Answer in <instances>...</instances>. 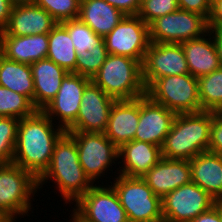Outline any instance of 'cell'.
I'll return each instance as SVG.
<instances>
[{"mask_svg": "<svg viewBox=\"0 0 222 222\" xmlns=\"http://www.w3.org/2000/svg\"><path fill=\"white\" fill-rule=\"evenodd\" d=\"M52 122L42 110H36L32 115L19 119L12 162L37 179L48 168L54 146L66 132Z\"/></svg>", "mask_w": 222, "mask_h": 222, "instance_id": "obj_1", "label": "cell"}, {"mask_svg": "<svg viewBox=\"0 0 222 222\" xmlns=\"http://www.w3.org/2000/svg\"><path fill=\"white\" fill-rule=\"evenodd\" d=\"M49 178L57 183L56 188L67 204L77 202L94 185L79 162L75 140L67 132L56 142L50 164L38 178V188Z\"/></svg>", "mask_w": 222, "mask_h": 222, "instance_id": "obj_2", "label": "cell"}, {"mask_svg": "<svg viewBox=\"0 0 222 222\" xmlns=\"http://www.w3.org/2000/svg\"><path fill=\"white\" fill-rule=\"evenodd\" d=\"M212 111L176 114L161 147L166 159L191 160L208 151Z\"/></svg>", "mask_w": 222, "mask_h": 222, "instance_id": "obj_3", "label": "cell"}, {"mask_svg": "<svg viewBox=\"0 0 222 222\" xmlns=\"http://www.w3.org/2000/svg\"><path fill=\"white\" fill-rule=\"evenodd\" d=\"M91 81L115 100H132L146 95L142 63L127 56L108 54Z\"/></svg>", "mask_w": 222, "mask_h": 222, "instance_id": "obj_4", "label": "cell"}, {"mask_svg": "<svg viewBox=\"0 0 222 222\" xmlns=\"http://www.w3.org/2000/svg\"><path fill=\"white\" fill-rule=\"evenodd\" d=\"M111 186L125 209L128 222H163L162 199L141 177L119 174Z\"/></svg>", "mask_w": 222, "mask_h": 222, "instance_id": "obj_5", "label": "cell"}, {"mask_svg": "<svg viewBox=\"0 0 222 222\" xmlns=\"http://www.w3.org/2000/svg\"><path fill=\"white\" fill-rule=\"evenodd\" d=\"M146 95L175 114L203 111L198 80L190 73L161 77L146 90Z\"/></svg>", "mask_w": 222, "mask_h": 222, "instance_id": "obj_6", "label": "cell"}, {"mask_svg": "<svg viewBox=\"0 0 222 222\" xmlns=\"http://www.w3.org/2000/svg\"><path fill=\"white\" fill-rule=\"evenodd\" d=\"M38 187V179L29 171L13 162L0 164V209L14 219L27 215Z\"/></svg>", "mask_w": 222, "mask_h": 222, "instance_id": "obj_7", "label": "cell"}, {"mask_svg": "<svg viewBox=\"0 0 222 222\" xmlns=\"http://www.w3.org/2000/svg\"><path fill=\"white\" fill-rule=\"evenodd\" d=\"M208 31V20L204 16L181 9L149 25L150 41L154 43H181L200 38Z\"/></svg>", "mask_w": 222, "mask_h": 222, "instance_id": "obj_8", "label": "cell"}, {"mask_svg": "<svg viewBox=\"0 0 222 222\" xmlns=\"http://www.w3.org/2000/svg\"><path fill=\"white\" fill-rule=\"evenodd\" d=\"M66 132L75 140L79 162L93 183L117 161L118 147L104 133Z\"/></svg>", "mask_w": 222, "mask_h": 222, "instance_id": "obj_9", "label": "cell"}, {"mask_svg": "<svg viewBox=\"0 0 222 222\" xmlns=\"http://www.w3.org/2000/svg\"><path fill=\"white\" fill-rule=\"evenodd\" d=\"M108 54L127 56L143 63L149 47V25L138 15H125L103 38Z\"/></svg>", "mask_w": 222, "mask_h": 222, "instance_id": "obj_10", "label": "cell"}, {"mask_svg": "<svg viewBox=\"0 0 222 222\" xmlns=\"http://www.w3.org/2000/svg\"><path fill=\"white\" fill-rule=\"evenodd\" d=\"M215 199L192 181L171 191L162 199L163 222H191L210 210Z\"/></svg>", "mask_w": 222, "mask_h": 222, "instance_id": "obj_11", "label": "cell"}, {"mask_svg": "<svg viewBox=\"0 0 222 222\" xmlns=\"http://www.w3.org/2000/svg\"><path fill=\"white\" fill-rule=\"evenodd\" d=\"M188 73L185 53L180 43H150L142 63L146 90L161 77Z\"/></svg>", "mask_w": 222, "mask_h": 222, "instance_id": "obj_12", "label": "cell"}, {"mask_svg": "<svg viewBox=\"0 0 222 222\" xmlns=\"http://www.w3.org/2000/svg\"><path fill=\"white\" fill-rule=\"evenodd\" d=\"M72 211L84 222H128L125 209L110 185L92 186Z\"/></svg>", "mask_w": 222, "mask_h": 222, "instance_id": "obj_13", "label": "cell"}, {"mask_svg": "<svg viewBox=\"0 0 222 222\" xmlns=\"http://www.w3.org/2000/svg\"><path fill=\"white\" fill-rule=\"evenodd\" d=\"M91 82L90 78L68 72L62 79L56 96L42 109L53 121L58 117V124L65 131L76 121L85 87Z\"/></svg>", "mask_w": 222, "mask_h": 222, "instance_id": "obj_14", "label": "cell"}, {"mask_svg": "<svg viewBox=\"0 0 222 222\" xmlns=\"http://www.w3.org/2000/svg\"><path fill=\"white\" fill-rule=\"evenodd\" d=\"M115 99L92 81L85 87L76 121L66 131L104 133Z\"/></svg>", "mask_w": 222, "mask_h": 222, "instance_id": "obj_15", "label": "cell"}, {"mask_svg": "<svg viewBox=\"0 0 222 222\" xmlns=\"http://www.w3.org/2000/svg\"><path fill=\"white\" fill-rule=\"evenodd\" d=\"M176 114L154 102L148 95L139 97V123L134 140L162 147Z\"/></svg>", "mask_w": 222, "mask_h": 222, "instance_id": "obj_16", "label": "cell"}, {"mask_svg": "<svg viewBox=\"0 0 222 222\" xmlns=\"http://www.w3.org/2000/svg\"><path fill=\"white\" fill-rule=\"evenodd\" d=\"M163 199L171 191L192 181L189 160L161 158L144 176L141 177Z\"/></svg>", "mask_w": 222, "mask_h": 222, "instance_id": "obj_17", "label": "cell"}, {"mask_svg": "<svg viewBox=\"0 0 222 222\" xmlns=\"http://www.w3.org/2000/svg\"><path fill=\"white\" fill-rule=\"evenodd\" d=\"M56 24L45 9L35 4L13 6L8 25L0 35L48 34Z\"/></svg>", "mask_w": 222, "mask_h": 222, "instance_id": "obj_18", "label": "cell"}, {"mask_svg": "<svg viewBox=\"0 0 222 222\" xmlns=\"http://www.w3.org/2000/svg\"><path fill=\"white\" fill-rule=\"evenodd\" d=\"M139 123V98L115 100L104 134L119 148L134 140Z\"/></svg>", "mask_w": 222, "mask_h": 222, "instance_id": "obj_19", "label": "cell"}, {"mask_svg": "<svg viewBox=\"0 0 222 222\" xmlns=\"http://www.w3.org/2000/svg\"><path fill=\"white\" fill-rule=\"evenodd\" d=\"M121 157V158H120ZM123 162L117 174L142 177L162 158L161 147L148 142L132 140L118 148V159Z\"/></svg>", "mask_w": 222, "mask_h": 222, "instance_id": "obj_20", "label": "cell"}, {"mask_svg": "<svg viewBox=\"0 0 222 222\" xmlns=\"http://www.w3.org/2000/svg\"><path fill=\"white\" fill-rule=\"evenodd\" d=\"M2 55L12 61L31 65L48 54V34L27 36L0 35Z\"/></svg>", "mask_w": 222, "mask_h": 222, "instance_id": "obj_21", "label": "cell"}, {"mask_svg": "<svg viewBox=\"0 0 222 222\" xmlns=\"http://www.w3.org/2000/svg\"><path fill=\"white\" fill-rule=\"evenodd\" d=\"M34 107L42 110L57 94L62 79L68 73L48 58L32 63Z\"/></svg>", "mask_w": 222, "mask_h": 222, "instance_id": "obj_22", "label": "cell"}, {"mask_svg": "<svg viewBox=\"0 0 222 222\" xmlns=\"http://www.w3.org/2000/svg\"><path fill=\"white\" fill-rule=\"evenodd\" d=\"M189 162L192 182L216 201L222 200V155L206 151Z\"/></svg>", "mask_w": 222, "mask_h": 222, "instance_id": "obj_23", "label": "cell"}, {"mask_svg": "<svg viewBox=\"0 0 222 222\" xmlns=\"http://www.w3.org/2000/svg\"><path fill=\"white\" fill-rule=\"evenodd\" d=\"M180 44L185 53L189 73L192 76L198 78L210 74L221 67L215 42L210 31L200 38L184 41Z\"/></svg>", "mask_w": 222, "mask_h": 222, "instance_id": "obj_24", "label": "cell"}, {"mask_svg": "<svg viewBox=\"0 0 222 222\" xmlns=\"http://www.w3.org/2000/svg\"><path fill=\"white\" fill-rule=\"evenodd\" d=\"M125 15L105 0H80L78 18L97 35L105 37Z\"/></svg>", "mask_w": 222, "mask_h": 222, "instance_id": "obj_25", "label": "cell"}, {"mask_svg": "<svg viewBox=\"0 0 222 222\" xmlns=\"http://www.w3.org/2000/svg\"><path fill=\"white\" fill-rule=\"evenodd\" d=\"M0 85L26 96L34 106V82L29 64L0 56Z\"/></svg>", "mask_w": 222, "mask_h": 222, "instance_id": "obj_26", "label": "cell"}, {"mask_svg": "<svg viewBox=\"0 0 222 222\" xmlns=\"http://www.w3.org/2000/svg\"><path fill=\"white\" fill-rule=\"evenodd\" d=\"M49 48L47 57L67 72L76 73L77 52L67 29L57 23L48 33Z\"/></svg>", "mask_w": 222, "mask_h": 222, "instance_id": "obj_27", "label": "cell"}, {"mask_svg": "<svg viewBox=\"0 0 222 222\" xmlns=\"http://www.w3.org/2000/svg\"><path fill=\"white\" fill-rule=\"evenodd\" d=\"M197 80L201 109L222 112V67Z\"/></svg>", "mask_w": 222, "mask_h": 222, "instance_id": "obj_28", "label": "cell"}, {"mask_svg": "<svg viewBox=\"0 0 222 222\" xmlns=\"http://www.w3.org/2000/svg\"><path fill=\"white\" fill-rule=\"evenodd\" d=\"M36 110L26 96L0 85V116L22 119Z\"/></svg>", "mask_w": 222, "mask_h": 222, "instance_id": "obj_29", "label": "cell"}, {"mask_svg": "<svg viewBox=\"0 0 222 222\" xmlns=\"http://www.w3.org/2000/svg\"><path fill=\"white\" fill-rule=\"evenodd\" d=\"M61 24L67 29L77 55L81 52L92 51L93 47L99 45L103 41V37L97 35L79 18L61 22Z\"/></svg>", "mask_w": 222, "mask_h": 222, "instance_id": "obj_30", "label": "cell"}, {"mask_svg": "<svg viewBox=\"0 0 222 222\" xmlns=\"http://www.w3.org/2000/svg\"><path fill=\"white\" fill-rule=\"evenodd\" d=\"M19 119L0 116V164L12 163Z\"/></svg>", "mask_w": 222, "mask_h": 222, "instance_id": "obj_31", "label": "cell"}, {"mask_svg": "<svg viewBox=\"0 0 222 222\" xmlns=\"http://www.w3.org/2000/svg\"><path fill=\"white\" fill-rule=\"evenodd\" d=\"M107 56L108 51L104 40L93 47L92 51L79 53L76 60V74L92 79L105 62Z\"/></svg>", "mask_w": 222, "mask_h": 222, "instance_id": "obj_32", "label": "cell"}, {"mask_svg": "<svg viewBox=\"0 0 222 222\" xmlns=\"http://www.w3.org/2000/svg\"><path fill=\"white\" fill-rule=\"evenodd\" d=\"M34 4L45 9L57 23L79 16L80 0H36Z\"/></svg>", "mask_w": 222, "mask_h": 222, "instance_id": "obj_33", "label": "cell"}, {"mask_svg": "<svg viewBox=\"0 0 222 222\" xmlns=\"http://www.w3.org/2000/svg\"><path fill=\"white\" fill-rule=\"evenodd\" d=\"M179 9L177 0H145L141 3L138 16L148 25L155 19Z\"/></svg>", "mask_w": 222, "mask_h": 222, "instance_id": "obj_34", "label": "cell"}, {"mask_svg": "<svg viewBox=\"0 0 222 222\" xmlns=\"http://www.w3.org/2000/svg\"><path fill=\"white\" fill-rule=\"evenodd\" d=\"M208 151L222 155V112L212 111Z\"/></svg>", "mask_w": 222, "mask_h": 222, "instance_id": "obj_35", "label": "cell"}, {"mask_svg": "<svg viewBox=\"0 0 222 222\" xmlns=\"http://www.w3.org/2000/svg\"><path fill=\"white\" fill-rule=\"evenodd\" d=\"M181 10L195 12L204 16L207 20L212 9V0H177Z\"/></svg>", "mask_w": 222, "mask_h": 222, "instance_id": "obj_36", "label": "cell"}, {"mask_svg": "<svg viewBox=\"0 0 222 222\" xmlns=\"http://www.w3.org/2000/svg\"><path fill=\"white\" fill-rule=\"evenodd\" d=\"M111 6L120 10L124 15H138L141 7L139 0H105Z\"/></svg>", "mask_w": 222, "mask_h": 222, "instance_id": "obj_37", "label": "cell"}, {"mask_svg": "<svg viewBox=\"0 0 222 222\" xmlns=\"http://www.w3.org/2000/svg\"><path fill=\"white\" fill-rule=\"evenodd\" d=\"M208 28L222 29V0H212V9L208 19Z\"/></svg>", "mask_w": 222, "mask_h": 222, "instance_id": "obj_38", "label": "cell"}, {"mask_svg": "<svg viewBox=\"0 0 222 222\" xmlns=\"http://www.w3.org/2000/svg\"><path fill=\"white\" fill-rule=\"evenodd\" d=\"M13 4L9 0H0V32L8 25Z\"/></svg>", "mask_w": 222, "mask_h": 222, "instance_id": "obj_39", "label": "cell"}, {"mask_svg": "<svg viewBox=\"0 0 222 222\" xmlns=\"http://www.w3.org/2000/svg\"><path fill=\"white\" fill-rule=\"evenodd\" d=\"M191 222H221L219 210L214 205L210 210L198 215Z\"/></svg>", "mask_w": 222, "mask_h": 222, "instance_id": "obj_40", "label": "cell"}, {"mask_svg": "<svg viewBox=\"0 0 222 222\" xmlns=\"http://www.w3.org/2000/svg\"><path fill=\"white\" fill-rule=\"evenodd\" d=\"M209 31L211 32L213 36L216 50H217V55H218V58L220 60V64L222 67V29H209Z\"/></svg>", "mask_w": 222, "mask_h": 222, "instance_id": "obj_41", "label": "cell"}, {"mask_svg": "<svg viewBox=\"0 0 222 222\" xmlns=\"http://www.w3.org/2000/svg\"><path fill=\"white\" fill-rule=\"evenodd\" d=\"M16 220L10 216L7 212L0 209V222H15Z\"/></svg>", "mask_w": 222, "mask_h": 222, "instance_id": "obj_42", "label": "cell"}, {"mask_svg": "<svg viewBox=\"0 0 222 222\" xmlns=\"http://www.w3.org/2000/svg\"><path fill=\"white\" fill-rule=\"evenodd\" d=\"M13 6L34 4L36 0H9Z\"/></svg>", "mask_w": 222, "mask_h": 222, "instance_id": "obj_43", "label": "cell"}, {"mask_svg": "<svg viewBox=\"0 0 222 222\" xmlns=\"http://www.w3.org/2000/svg\"><path fill=\"white\" fill-rule=\"evenodd\" d=\"M215 206L219 210L220 217H221V222H222V200L215 201Z\"/></svg>", "mask_w": 222, "mask_h": 222, "instance_id": "obj_44", "label": "cell"}, {"mask_svg": "<svg viewBox=\"0 0 222 222\" xmlns=\"http://www.w3.org/2000/svg\"><path fill=\"white\" fill-rule=\"evenodd\" d=\"M73 213V215H71V217H72V219H70V220H72V221H70V222H84L81 218H79L74 212H72Z\"/></svg>", "mask_w": 222, "mask_h": 222, "instance_id": "obj_45", "label": "cell"}, {"mask_svg": "<svg viewBox=\"0 0 222 222\" xmlns=\"http://www.w3.org/2000/svg\"><path fill=\"white\" fill-rule=\"evenodd\" d=\"M2 55V45H1V41H0V56Z\"/></svg>", "mask_w": 222, "mask_h": 222, "instance_id": "obj_46", "label": "cell"}]
</instances>
